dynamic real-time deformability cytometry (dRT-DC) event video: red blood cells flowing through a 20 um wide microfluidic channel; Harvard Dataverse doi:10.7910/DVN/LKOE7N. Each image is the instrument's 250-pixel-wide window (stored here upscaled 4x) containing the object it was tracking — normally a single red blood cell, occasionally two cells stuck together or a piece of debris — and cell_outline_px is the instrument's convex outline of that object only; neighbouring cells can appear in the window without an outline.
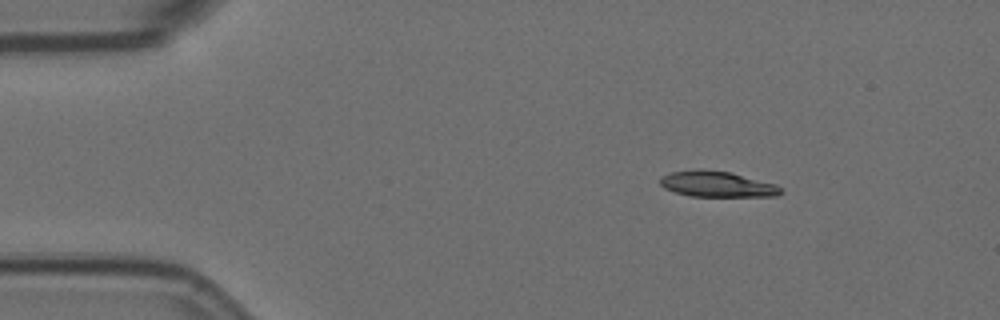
{"species": "Egyptian fruit bat (a non-hibernating species)", "species_latin": "Rousettus aegyptiacus", "temperature_condition": "room temperature", "stored_images_in_passage": 2, "camera_frame_rate_fps": 3000, "um_per_image_px": 0.085, "animal": {"sex": "female"}, "frame": {"image": 1, "passage_image": 1, "time_ms": 0.0, "image_size_px": [1000, 320], "cell_outline_px": [[784, 192], [776, 196], [688, 196], [664, 188], [660, 184], [660, 176], [672, 172], [700, 168], [732, 172], [776, 184]], "centroid_in_image_um": [60.94, 15.64], "position_along_channel_um": 24.1, "area_um2": 18.26}}